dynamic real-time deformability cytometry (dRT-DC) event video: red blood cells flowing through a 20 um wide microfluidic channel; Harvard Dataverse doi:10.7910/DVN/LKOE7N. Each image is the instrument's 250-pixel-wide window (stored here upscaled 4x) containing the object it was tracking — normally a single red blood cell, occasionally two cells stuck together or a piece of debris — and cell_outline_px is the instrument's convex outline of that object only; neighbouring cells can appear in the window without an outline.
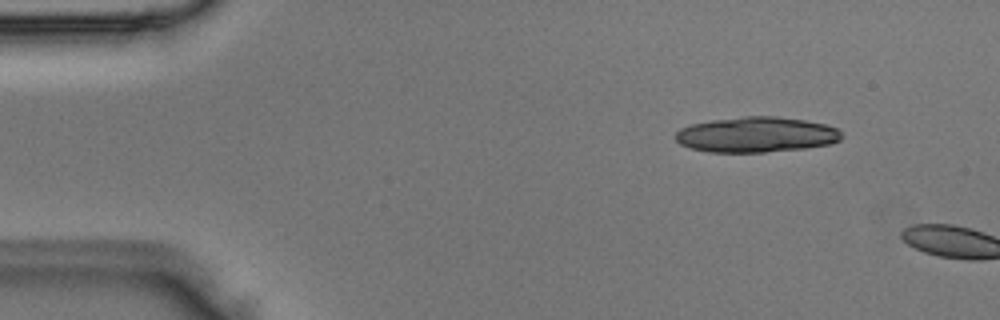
{"species": "Egyptian fruit bat (a non-hibernating species)", "species_latin": "Rousettus aegyptiacus", "temperature_condition": "room temperature", "stored_images_in_passage": 3, "camera_frame_rate_fps": 3000, "um_per_image_px": 0.085, "animal": {"sex": "male"}, "frame": {"image": 1, "passage_image": 2, "time_ms": 0.333, "image_size_px": [1000, 320], "cell_outline_px": [[844, 136], [840, 140], [828, 144], [804, 148], [764, 152], [708, 152], [688, 148], [680, 144], [676, 140], [676, 132], [680, 128], [692, 124], [712, 120], [744, 116], [776, 116], [804, 120], [824, 124], [836, 128]], "centroid_in_image_um": [64.26, 11.44], "position_along_channel_um": 20.7, "area_um2": 34.22}}